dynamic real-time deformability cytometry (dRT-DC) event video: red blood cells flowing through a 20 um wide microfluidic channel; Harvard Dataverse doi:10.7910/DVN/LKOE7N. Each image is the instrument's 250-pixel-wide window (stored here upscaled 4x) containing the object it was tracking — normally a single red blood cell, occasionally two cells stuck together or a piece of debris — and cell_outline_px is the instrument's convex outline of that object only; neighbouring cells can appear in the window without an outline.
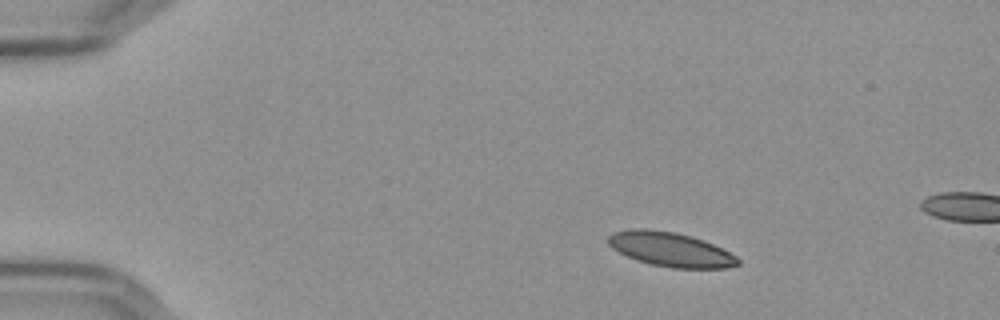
{"species": "Egyptian fruit bat (a non-hibernating species)", "species_latin": "Rousettus aegyptiacus", "temperature_condition": "cold", "stored_images_in_passage": 49, "segment_of_instrument_passage": [1, 2], "camera_frame_rate_fps": 3000, "um_per_image_px": 0.085, "frame": {"image": 1, "passage_image": 1, "time_ms": 0.0, "image_size_px": [1000, 320], "cell_outline_px": [[740, 264], [728, 268], [672, 268], [652, 264], [636, 260], [612, 248], [608, 244], [608, 236], [612, 232], [632, 228], [644, 228], [676, 232], [704, 240], [736, 256], [740, 260]], "centroid_in_image_um": [56.98, 21.19], "position_along_channel_um": 28.0, "area_um2": 25.89}}
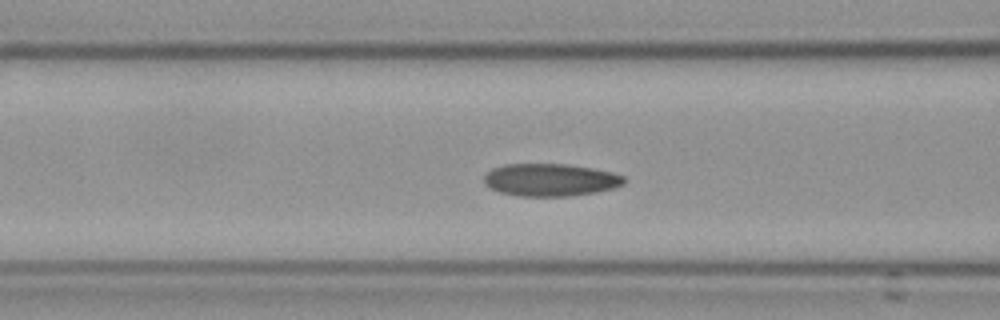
{"frame": {"image": 2, "passage_image": 15, "time_ms": 4.667, "image_size_px": [1000, 320], "cell_outline_px": [[624, 184], [616, 188], [596, 192], [568, 196], [516, 196], [500, 192], [484, 184], [484, 176], [492, 168], [504, 164], [564, 164], [592, 168], [612, 172], [624, 176]], "centroid_in_image_um": [46.78, 15.29], "position_along_channel_um": 119.8, "area_um2": 26.59}}
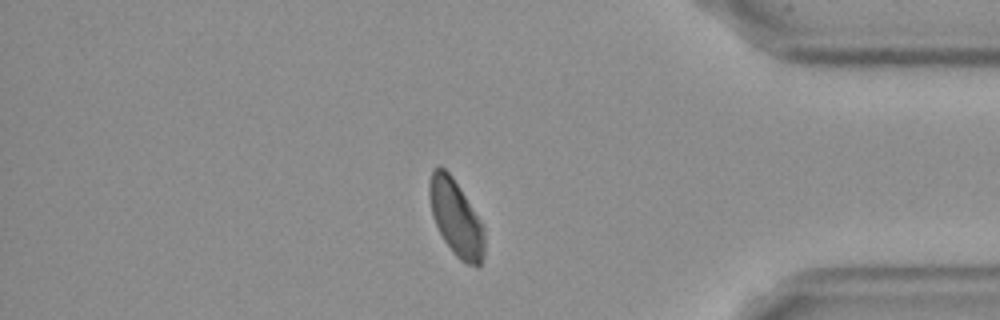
{"frame": {"image": 3, "passage_image": 40, "time_ms": 13.0, "image_size_px": [1000, 320], "cell_outline_px": [[484, 256], [480, 264], [476, 268], [460, 260], [452, 252], [444, 240], [432, 216], [428, 196], [428, 180], [432, 168], [440, 164], [452, 176], [480, 220], [484, 228]], "centroid_in_image_um": [38.73, 18.5], "position_along_channel_um": 396.5, "area_um2": 24.57}}